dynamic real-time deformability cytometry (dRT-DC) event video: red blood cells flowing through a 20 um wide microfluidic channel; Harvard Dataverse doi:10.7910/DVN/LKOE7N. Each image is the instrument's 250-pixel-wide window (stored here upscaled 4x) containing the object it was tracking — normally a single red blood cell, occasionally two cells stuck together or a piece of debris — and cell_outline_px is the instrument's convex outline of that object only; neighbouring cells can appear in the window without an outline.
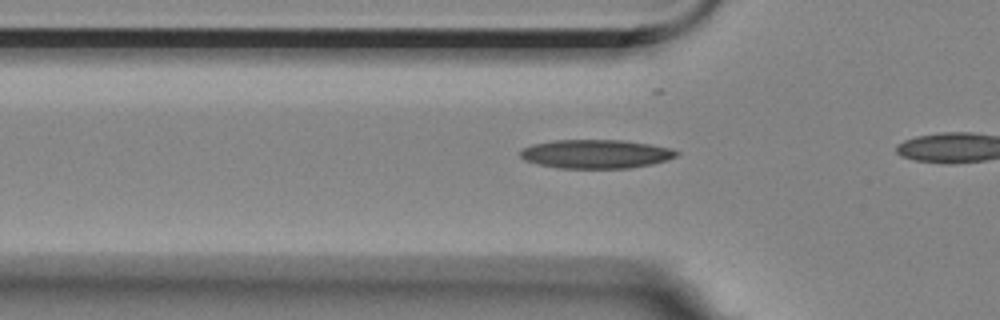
{"species": "Egyptian fruit bat (a non-hibernating species)", "species_latin": "Rousettus aegyptiacus", "temperature_condition": "room temperature", "stored_images_in_passage": 12, "camera_frame_rate_fps": 3000, "um_per_image_px": 0.085, "animal": {"sex": "female"}, "frame": {"image": 1, "passage_image": 9, "time_ms": 2.667, "image_size_px": [1000, 320], "cell_outline_px": [[680, 152], [676, 156], [652, 164], [628, 168], [560, 168], [540, 164], [524, 160], [520, 156], [520, 152], [524, 148], [532, 144], [556, 140], [624, 140], [672, 148]], "centroid_in_image_um": [50.65, 13.08], "position_along_channel_um": 75.1, "area_um2": 26.01}}